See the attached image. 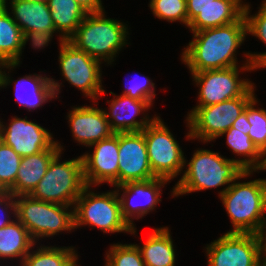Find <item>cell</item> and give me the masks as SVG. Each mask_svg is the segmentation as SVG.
Masks as SVG:
<instances>
[{"mask_svg":"<svg viewBox=\"0 0 266 266\" xmlns=\"http://www.w3.org/2000/svg\"><path fill=\"white\" fill-rule=\"evenodd\" d=\"M21 156L0 140V185L9 190L14 184L21 163Z\"/></svg>","mask_w":266,"mask_h":266,"instance_id":"cell-33","label":"cell"},{"mask_svg":"<svg viewBox=\"0 0 266 266\" xmlns=\"http://www.w3.org/2000/svg\"><path fill=\"white\" fill-rule=\"evenodd\" d=\"M86 186L73 206L74 229L83 225L99 228L103 233L129 232L136 234L123 219L121 204L116 190L106 193L90 191Z\"/></svg>","mask_w":266,"mask_h":266,"instance_id":"cell-7","label":"cell"},{"mask_svg":"<svg viewBox=\"0 0 266 266\" xmlns=\"http://www.w3.org/2000/svg\"><path fill=\"white\" fill-rule=\"evenodd\" d=\"M253 84L242 96L209 106H195L186 117L188 139L205 142L214 141L230 129L233 122L256 97Z\"/></svg>","mask_w":266,"mask_h":266,"instance_id":"cell-6","label":"cell"},{"mask_svg":"<svg viewBox=\"0 0 266 266\" xmlns=\"http://www.w3.org/2000/svg\"><path fill=\"white\" fill-rule=\"evenodd\" d=\"M186 166L184 174L172 189L173 197L228 185L219 191L220 197L245 171L237 163V158L228 159L219 152L202 148L194 152Z\"/></svg>","mask_w":266,"mask_h":266,"instance_id":"cell-3","label":"cell"},{"mask_svg":"<svg viewBox=\"0 0 266 266\" xmlns=\"http://www.w3.org/2000/svg\"><path fill=\"white\" fill-rule=\"evenodd\" d=\"M239 72V67L234 66L191 73L200 87L196 106H209L242 96L254 83L240 79Z\"/></svg>","mask_w":266,"mask_h":266,"instance_id":"cell-12","label":"cell"},{"mask_svg":"<svg viewBox=\"0 0 266 266\" xmlns=\"http://www.w3.org/2000/svg\"><path fill=\"white\" fill-rule=\"evenodd\" d=\"M15 201L16 218L26 227L35 243L39 238L74 229L72 206L37 200L30 195L15 196Z\"/></svg>","mask_w":266,"mask_h":266,"instance_id":"cell-8","label":"cell"},{"mask_svg":"<svg viewBox=\"0 0 266 266\" xmlns=\"http://www.w3.org/2000/svg\"><path fill=\"white\" fill-rule=\"evenodd\" d=\"M63 149L56 141L49 149L22 157L15 184L8 191L13 196L29 195L46 174L51 160Z\"/></svg>","mask_w":266,"mask_h":266,"instance_id":"cell-21","label":"cell"},{"mask_svg":"<svg viewBox=\"0 0 266 266\" xmlns=\"http://www.w3.org/2000/svg\"><path fill=\"white\" fill-rule=\"evenodd\" d=\"M256 97L247 105V120L249 122V137L257 148L266 156V110L256 109Z\"/></svg>","mask_w":266,"mask_h":266,"instance_id":"cell-31","label":"cell"},{"mask_svg":"<svg viewBox=\"0 0 266 266\" xmlns=\"http://www.w3.org/2000/svg\"><path fill=\"white\" fill-rule=\"evenodd\" d=\"M242 0H213L190 23L191 32L224 26L236 22L244 14Z\"/></svg>","mask_w":266,"mask_h":266,"instance_id":"cell-23","label":"cell"},{"mask_svg":"<svg viewBox=\"0 0 266 266\" xmlns=\"http://www.w3.org/2000/svg\"><path fill=\"white\" fill-rule=\"evenodd\" d=\"M0 140L18 155L26 157L49 149L55 142L52 133L25 118L12 117L8 125L0 120Z\"/></svg>","mask_w":266,"mask_h":266,"instance_id":"cell-16","label":"cell"},{"mask_svg":"<svg viewBox=\"0 0 266 266\" xmlns=\"http://www.w3.org/2000/svg\"><path fill=\"white\" fill-rule=\"evenodd\" d=\"M60 151L50 162L46 174L29 194L37 200L74 206L87 186L84 179L83 160L79 156L60 162Z\"/></svg>","mask_w":266,"mask_h":266,"instance_id":"cell-5","label":"cell"},{"mask_svg":"<svg viewBox=\"0 0 266 266\" xmlns=\"http://www.w3.org/2000/svg\"><path fill=\"white\" fill-rule=\"evenodd\" d=\"M205 248L209 266H266L259 234L225 233Z\"/></svg>","mask_w":266,"mask_h":266,"instance_id":"cell-10","label":"cell"},{"mask_svg":"<svg viewBox=\"0 0 266 266\" xmlns=\"http://www.w3.org/2000/svg\"><path fill=\"white\" fill-rule=\"evenodd\" d=\"M9 1L12 7L9 14L22 30L27 42L30 39L34 49L48 46L56 32L48 3L26 0Z\"/></svg>","mask_w":266,"mask_h":266,"instance_id":"cell-13","label":"cell"},{"mask_svg":"<svg viewBox=\"0 0 266 266\" xmlns=\"http://www.w3.org/2000/svg\"><path fill=\"white\" fill-rule=\"evenodd\" d=\"M7 0H0V88L7 87L11 81L8 73L2 69H15L20 64L22 49L26 45L22 30L10 16ZM8 74V75H7Z\"/></svg>","mask_w":266,"mask_h":266,"instance_id":"cell-18","label":"cell"},{"mask_svg":"<svg viewBox=\"0 0 266 266\" xmlns=\"http://www.w3.org/2000/svg\"><path fill=\"white\" fill-rule=\"evenodd\" d=\"M93 153L82 155L86 185L108 183L118 186L119 133L94 143Z\"/></svg>","mask_w":266,"mask_h":266,"instance_id":"cell-15","label":"cell"},{"mask_svg":"<svg viewBox=\"0 0 266 266\" xmlns=\"http://www.w3.org/2000/svg\"><path fill=\"white\" fill-rule=\"evenodd\" d=\"M213 3V0H187V17L189 23L207 6Z\"/></svg>","mask_w":266,"mask_h":266,"instance_id":"cell-36","label":"cell"},{"mask_svg":"<svg viewBox=\"0 0 266 266\" xmlns=\"http://www.w3.org/2000/svg\"><path fill=\"white\" fill-rule=\"evenodd\" d=\"M105 260V266H145L137 244L111 245Z\"/></svg>","mask_w":266,"mask_h":266,"instance_id":"cell-32","label":"cell"},{"mask_svg":"<svg viewBox=\"0 0 266 266\" xmlns=\"http://www.w3.org/2000/svg\"><path fill=\"white\" fill-rule=\"evenodd\" d=\"M118 185L155 178L143 132L119 133Z\"/></svg>","mask_w":266,"mask_h":266,"instance_id":"cell-17","label":"cell"},{"mask_svg":"<svg viewBox=\"0 0 266 266\" xmlns=\"http://www.w3.org/2000/svg\"><path fill=\"white\" fill-rule=\"evenodd\" d=\"M250 5H244V16L247 23V35L251 34L266 44V0H263L261 7L255 15H250ZM250 15V16H249ZM246 61L240 69L243 71H254L255 69L266 68V52L246 53Z\"/></svg>","mask_w":266,"mask_h":266,"instance_id":"cell-28","label":"cell"},{"mask_svg":"<svg viewBox=\"0 0 266 266\" xmlns=\"http://www.w3.org/2000/svg\"><path fill=\"white\" fill-rule=\"evenodd\" d=\"M167 182L169 181L164 178L155 177L144 181H131L115 186L117 187L116 191L121 204L122 217L131 228H135L133 223L134 219L138 220L139 218H143L144 215L155 210L161 201V188ZM119 191L120 193L123 192V194H120Z\"/></svg>","mask_w":266,"mask_h":266,"instance_id":"cell-14","label":"cell"},{"mask_svg":"<svg viewBox=\"0 0 266 266\" xmlns=\"http://www.w3.org/2000/svg\"><path fill=\"white\" fill-rule=\"evenodd\" d=\"M35 241L31 238L26 227L16 218L4 228H0V259L19 257L20 265L25 256L34 247Z\"/></svg>","mask_w":266,"mask_h":266,"instance_id":"cell-26","label":"cell"},{"mask_svg":"<svg viewBox=\"0 0 266 266\" xmlns=\"http://www.w3.org/2000/svg\"><path fill=\"white\" fill-rule=\"evenodd\" d=\"M9 212L13 214V216H11ZM9 215L16 218V201L15 196H13L8 190H5L4 192L0 193V228H4L13 221Z\"/></svg>","mask_w":266,"mask_h":266,"instance_id":"cell-35","label":"cell"},{"mask_svg":"<svg viewBox=\"0 0 266 266\" xmlns=\"http://www.w3.org/2000/svg\"><path fill=\"white\" fill-rule=\"evenodd\" d=\"M29 2H43V3H48L49 0H26Z\"/></svg>","mask_w":266,"mask_h":266,"instance_id":"cell-40","label":"cell"},{"mask_svg":"<svg viewBox=\"0 0 266 266\" xmlns=\"http://www.w3.org/2000/svg\"><path fill=\"white\" fill-rule=\"evenodd\" d=\"M59 66L64 79L81 90L93 102L105 93L102 87L101 61L78 50L70 42L59 43Z\"/></svg>","mask_w":266,"mask_h":266,"instance_id":"cell-11","label":"cell"},{"mask_svg":"<svg viewBox=\"0 0 266 266\" xmlns=\"http://www.w3.org/2000/svg\"><path fill=\"white\" fill-rule=\"evenodd\" d=\"M67 117L72 136L86 147L114 134L104 110L98 107L74 106Z\"/></svg>","mask_w":266,"mask_h":266,"instance_id":"cell-19","label":"cell"},{"mask_svg":"<svg viewBox=\"0 0 266 266\" xmlns=\"http://www.w3.org/2000/svg\"><path fill=\"white\" fill-rule=\"evenodd\" d=\"M260 241H261V246L263 248V253L266 258V217L264 218V223L262 226V229L259 233Z\"/></svg>","mask_w":266,"mask_h":266,"instance_id":"cell-39","label":"cell"},{"mask_svg":"<svg viewBox=\"0 0 266 266\" xmlns=\"http://www.w3.org/2000/svg\"><path fill=\"white\" fill-rule=\"evenodd\" d=\"M56 33L59 32V42L67 41L80 26L88 12L74 0H49Z\"/></svg>","mask_w":266,"mask_h":266,"instance_id":"cell-27","label":"cell"},{"mask_svg":"<svg viewBox=\"0 0 266 266\" xmlns=\"http://www.w3.org/2000/svg\"><path fill=\"white\" fill-rule=\"evenodd\" d=\"M250 126L251 125L247 120V107H246V109L241 113V115L233 122L232 127L236 129L249 131Z\"/></svg>","mask_w":266,"mask_h":266,"instance_id":"cell-38","label":"cell"},{"mask_svg":"<svg viewBox=\"0 0 266 266\" xmlns=\"http://www.w3.org/2000/svg\"><path fill=\"white\" fill-rule=\"evenodd\" d=\"M114 95L111 101L107 100L109 104V112L104 110L106 118L110 124V127L114 133H126V132H141L147 125H149L157 116L150 118L145 115V118L141 117L142 120H136L137 115L141 112H146L151 105L149 101H140L133 99L126 95Z\"/></svg>","mask_w":266,"mask_h":266,"instance_id":"cell-20","label":"cell"},{"mask_svg":"<svg viewBox=\"0 0 266 266\" xmlns=\"http://www.w3.org/2000/svg\"><path fill=\"white\" fill-rule=\"evenodd\" d=\"M5 190L0 185V193L4 192Z\"/></svg>","mask_w":266,"mask_h":266,"instance_id":"cell-41","label":"cell"},{"mask_svg":"<svg viewBox=\"0 0 266 266\" xmlns=\"http://www.w3.org/2000/svg\"><path fill=\"white\" fill-rule=\"evenodd\" d=\"M80 6H82L88 13L103 11V5L101 0H74Z\"/></svg>","mask_w":266,"mask_h":266,"instance_id":"cell-37","label":"cell"},{"mask_svg":"<svg viewBox=\"0 0 266 266\" xmlns=\"http://www.w3.org/2000/svg\"><path fill=\"white\" fill-rule=\"evenodd\" d=\"M149 7L158 19L179 21L188 27L187 0H150Z\"/></svg>","mask_w":266,"mask_h":266,"instance_id":"cell-30","label":"cell"},{"mask_svg":"<svg viewBox=\"0 0 266 266\" xmlns=\"http://www.w3.org/2000/svg\"><path fill=\"white\" fill-rule=\"evenodd\" d=\"M142 132L154 176L170 181L181 174L187 160L179 143L162 119L157 116Z\"/></svg>","mask_w":266,"mask_h":266,"instance_id":"cell-9","label":"cell"},{"mask_svg":"<svg viewBox=\"0 0 266 266\" xmlns=\"http://www.w3.org/2000/svg\"><path fill=\"white\" fill-rule=\"evenodd\" d=\"M246 36L244 14L236 22L193 32L192 41L182 51V63L191 73L238 66L235 53Z\"/></svg>","mask_w":266,"mask_h":266,"instance_id":"cell-1","label":"cell"},{"mask_svg":"<svg viewBox=\"0 0 266 266\" xmlns=\"http://www.w3.org/2000/svg\"><path fill=\"white\" fill-rule=\"evenodd\" d=\"M104 12L88 13L67 41L87 55L111 65L116 54L128 44V25L105 18Z\"/></svg>","mask_w":266,"mask_h":266,"instance_id":"cell-4","label":"cell"},{"mask_svg":"<svg viewBox=\"0 0 266 266\" xmlns=\"http://www.w3.org/2000/svg\"><path fill=\"white\" fill-rule=\"evenodd\" d=\"M137 246L145 266H175L176 253L168 227L153 229L146 242Z\"/></svg>","mask_w":266,"mask_h":266,"instance_id":"cell-24","label":"cell"},{"mask_svg":"<svg viewBox=\"0 0 266 266\" xmlns=\"http://www.w3.org/2000/svg\"><path fill=\"white\" fill-rule=\"evenodd\" d=\"M135 80L133 79V82L131 83L129 81L130 84L125 86L126 88L122 95H126L140 101H149L153 104L152 102L156 96L155 83H153L149 77L145 76L141 78L135 77Z\"/></svg>","mask_w":266,"mask_h":266,"instance_id":"cell-34","label":"cell"},{"mask_svg":"<svg viewBox=\"0 0 266 266\" xmlns=\"http://www.w3.org/2000/svg\"><path fill=\"white\" fill-rule=\"evenodd\" d=\"M61 85L62 83L46 75L43 77L40 74L26 75L15 81V99L28 111L35 110L48 100L58 98Z\"/></svg>","mask_w":266,"mask_h":266,"instance_id":"cell-22","label":"cell"},{"mask_svg":"<svg viewBox=\"0 0 266 266\" xmlns=\"http://www.w3.org/2000/svg\"><path fill=\"white\" fill-rule=\"evenodd\" d=\"M249 131L231 127L220 136L226 134V143L231 151L237 156H244L243 159H237V163L245 171H254L265 169L266 156L257 148L248 135Z\"/></svg>","mask_w":266,"mask_h":266,"instance_id":"cell-25","label":"cell"},{"mask_svg":"<svg viewBox=\"0 0 266 266\" xmlns=\"http://www.w3.org/2000/svg\"><path fill=\"white\" fill-rule=\"evenodd\" d=\"M252 173L244 171L220 196L233 225L226 233L259 234L262 229L266 215V179L236 183Z\"/></svg>","mask_w":266,"mask_h":266,"instance_id":"cell-2","label":"cell"},{"mask_svg":"<svg viewBox=\"0 0 266 266\" xmlns=\"http://www.w3.org/2000/svg\"><path fill=\"white\" fill-rule=\"evenodd\" d=\"M75 247L38 246L29 252L20 266H79Z\"/></svg>","mask_w":266,"mask_h":266,"instance_id":"cell-29","label":"cell"}]
</instances>
